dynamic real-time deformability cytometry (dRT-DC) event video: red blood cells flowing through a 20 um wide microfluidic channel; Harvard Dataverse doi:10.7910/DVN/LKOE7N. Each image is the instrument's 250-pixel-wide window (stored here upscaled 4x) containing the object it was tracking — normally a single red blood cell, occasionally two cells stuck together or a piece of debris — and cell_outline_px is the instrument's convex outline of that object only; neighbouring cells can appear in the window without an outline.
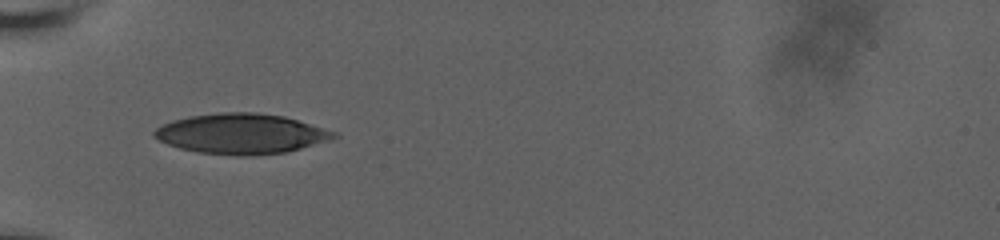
{"species": "human", "species_latin": "Homo sapiens", "temperature_condition": "room temperature", "stored_images_in_passage": 31, "camera_frame_rate_fps": 3000, "um_per_image_px": 0.085, "donor": {"sex": "male"}, "frame": {"image": 1, "passage_image": 1, "time_ms": 0.0, "image_size_px": [1000, 240], "cell_outline_px": [[340, 136], [300, 148], [284, 152], [252, 156], [240, 156], [196, 152], [180, 148], [168, 144], [152, 136], [152, 132], [156, 128], [172, 120], [188, 116], [220, 112], [256, 112], [284, 116], [336, 132]], "centroid_in_image_um": [20.46, 11.36], "position_along_channel_um": 64.5, "area_um2": 41.91}}
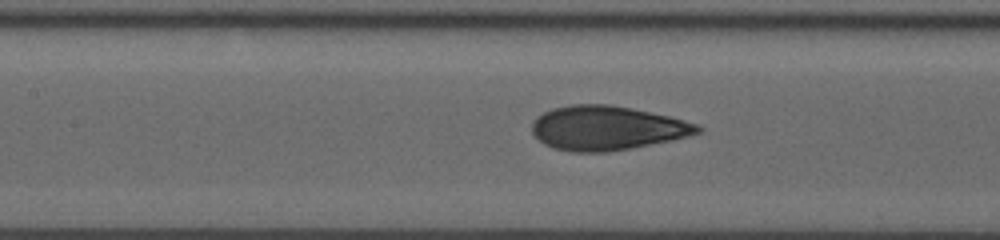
{"frame": {"image": 2, "passage_image": 13, "time_ms": 2.667, "image_size_px": [1000, 240], "cell_outline_px": [[704, 128], [700, 132], [688, 136], [672, 140], [608, 152], [572, 152], [552, 148], [544, 144], [532, 132], [532, 124], [536, 116], [552, 108], [572, 104], [612, 104], [632, 108], [668, 116], [700, 124]], "centroid_in_image_um": [51.59, 10.88], "position_along_channel_um": 155.8, "area_um2": 42.83}}
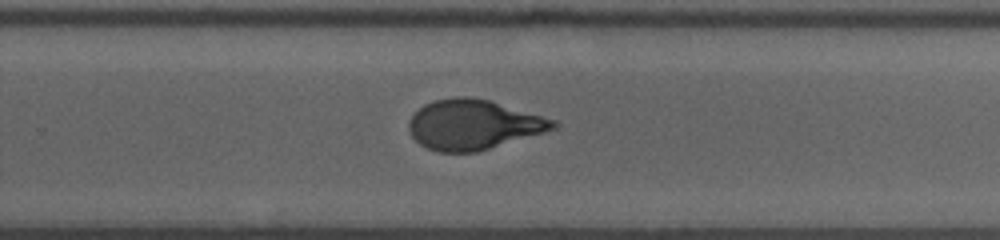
{"frame": {"image": 3, "passage_image": 30, "time_ms": 6.333, "image_size_px": [1000, 240], "cell_outline_px": [[556, 128], [476, 152], [436, 152], [420, 144], [412, 136], [408, 128], [408, 120], [424, 104], [436, 100], [456, 96], [468, 96], [488, 100], [556, 120]], "centroid_in_image_um": [40.19, 10.59], "position_along_channel_um": 289.6, "area_um2": 41.38}}